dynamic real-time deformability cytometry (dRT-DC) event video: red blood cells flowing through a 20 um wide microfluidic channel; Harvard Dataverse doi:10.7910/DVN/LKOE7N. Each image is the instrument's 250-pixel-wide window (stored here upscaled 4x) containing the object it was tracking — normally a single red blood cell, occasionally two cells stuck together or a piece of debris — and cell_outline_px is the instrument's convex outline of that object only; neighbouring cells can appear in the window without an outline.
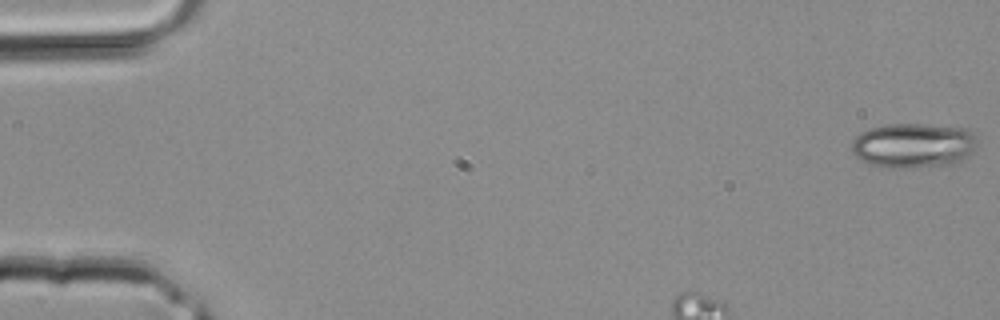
{"species": "common noctule bat (a hibernating species)", "species_latin": "Nyctalus noctula", "temperature_condition": "room temperature", "stored_images_in_passage": 4, "camera_frame_rate_fps": 3000, "um_per_image_px": 0.085, "animal": {"sex": "male", "body_mass_g": 20.4}, "frame": {"image": 1, "passage_image": 1, "time_ms": 0.0, "image_size_px": [1000, 320], "cell_outline_px": [[976, 144], [972, 152], [960, 160], [952, 164], [912, 168], [884, 168], [860, 160], [848, 148], [852, 140], [860, 132], [868, 128], [888, 124], [920, 124], [964, 128], [972, 132], [976, 136]], "centroid_in_image_um": [77.57, 12.36], "position_along_channel_um": 7.4, "area_um2": 33.06}}